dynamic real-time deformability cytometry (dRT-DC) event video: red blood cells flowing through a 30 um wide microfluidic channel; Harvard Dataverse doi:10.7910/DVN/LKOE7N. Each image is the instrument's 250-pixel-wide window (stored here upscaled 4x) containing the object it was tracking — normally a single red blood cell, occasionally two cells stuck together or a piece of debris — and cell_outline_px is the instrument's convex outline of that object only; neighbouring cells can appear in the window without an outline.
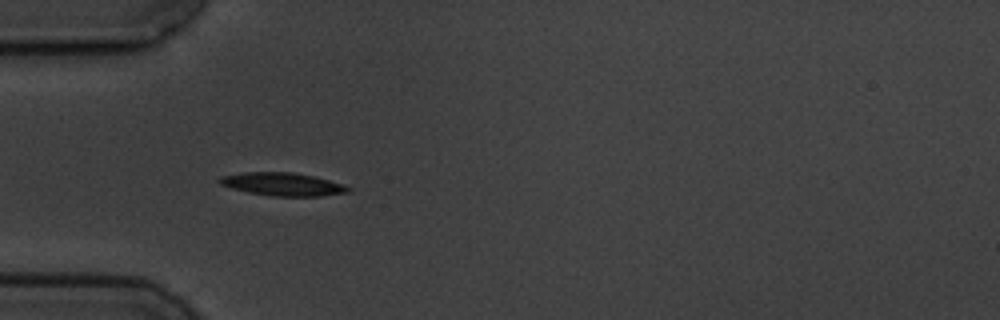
{"species": "common noctule bat (a hibernating species)", "species_latin": "Nyctalus noctula", "temperature_condition": "cold", "stored_images_in_passage": 5, "camera_frame_rate_fps": 3000, "um_per_image_px": 0.085, "animal": {"sex": "male", "body_mass_g": 19.5, "forearm_length_mm": 54.6}, "frame": {"image": 1, "passage_image": 4, "time_ms": 4.333, "image_size_px": [1000, 320], "cell_outline_px": [[352, 188], [348, 192], [320, 196], [272, 196], [248, 192], [232, 188], [220, 184], [216, 180], [220, 176], [244, 172], [292, 172], [312, 176], [344, 184]], "centroid_in_image_um": [24.0, 15.65], "position_along_channel_um": 61.0, "area_um2": 17.22}}
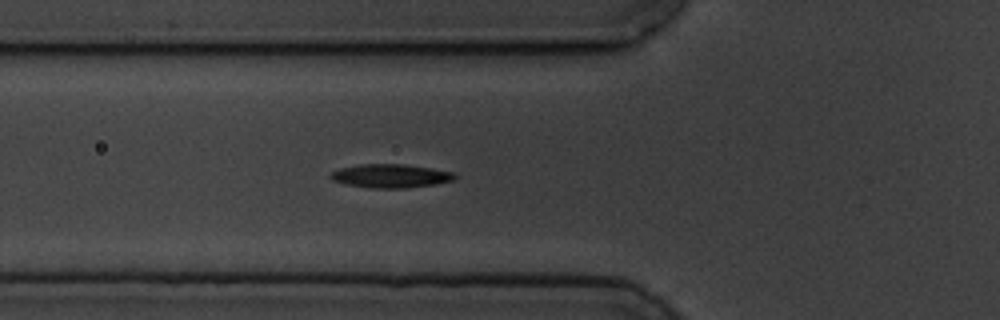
{"frame": {"image": 2, "passage_image": 5, "time_ms": 5.333, "image_size_px": [1000, 320], "cell_outline_px": [[460, 176], [456, 180], [436, 184], [404, 188], [372, 188], [344, 184], [332, 180], [328, 176], [332, 172], [340, 168], [360, 164], [404, 164], [432, 168], [452, 172]], "centroid_in_image_um": [33.23, 14.95], "position_along_channel_um": 92.6, "area_um2": 17.28}}